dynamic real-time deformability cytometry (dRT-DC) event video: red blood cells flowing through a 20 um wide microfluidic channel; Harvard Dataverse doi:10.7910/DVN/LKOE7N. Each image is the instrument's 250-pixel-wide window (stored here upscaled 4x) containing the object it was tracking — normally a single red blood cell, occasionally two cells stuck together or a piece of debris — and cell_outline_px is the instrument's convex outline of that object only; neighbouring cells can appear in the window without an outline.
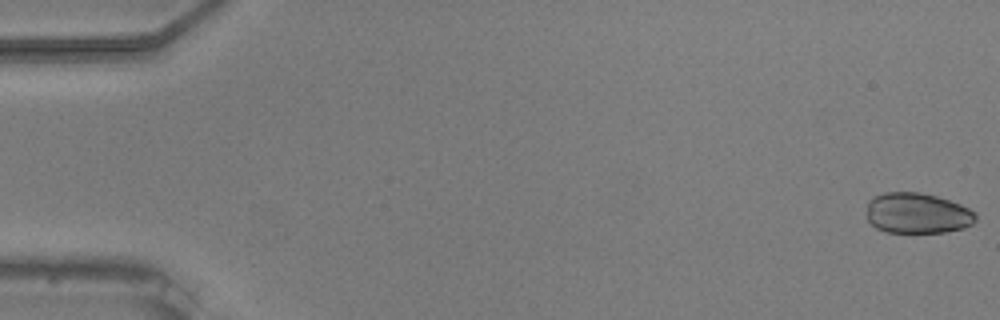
{"species": "common noctule bat (a hibernating species)", "species_latin": "Nyctalus noctula", "temperature_condition": "warm", "stored_images_in_passage": 55, "camera_frame_rate_fps": 3000, "um_per_image_px": 0.085, "animal": {"sex": "male", "body_mass_g": 20.5, "forearm_length_mm": 52.5}, "frame": {"image": 1, "passage_image": 1, "time_ms": 0.0, "image_size_px": [1000, 320], "cell_outline_px": [[976, 220], [972, 224], [964, 228], [944, 232], [888, 232], [876, 228], [868, 220], [868, 200], [872, 196], [884, 192], [920, 192], [936, 196], [960, 204], [976, 212]], "centroid_in_image_um": [77.97, 18.11], "position_along_channel_um": 7.0, "area_um2": 25.84}}
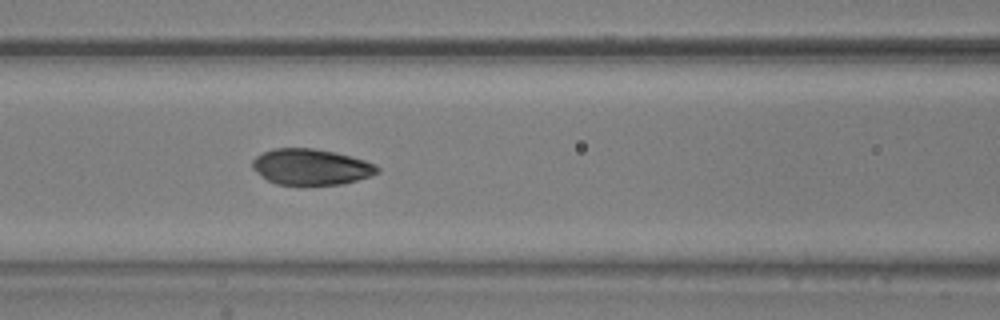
{"frame": {"image": 2, "passage_image": 24, "time_ms": 7.667, "image_size_px": [1000, 320], "cell_outline_px": [[380, 172], [344, 184], [276, 184], [268, 180], [256, 172], [252, 168], [252, 160], [256, 156], [272, 148], [316, 148], [336, 152], [364, 160], [380, 168]], "centroid_in_image_um": [26.41, 14.17], "position_along_channel_um": 140.2, "area_um2": 26.01}}
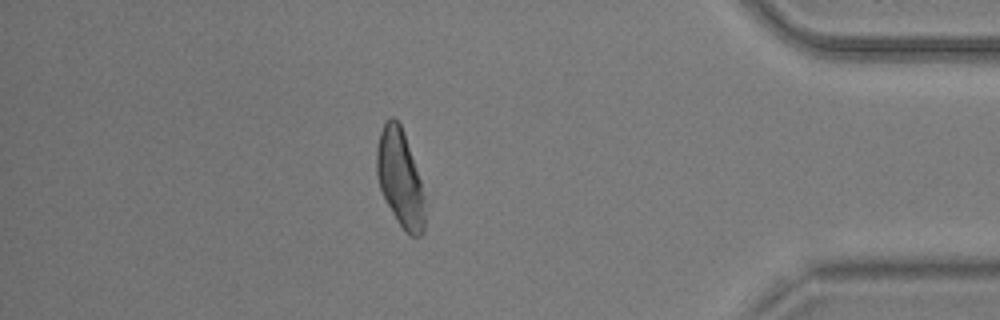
{"frame": {"image": 3, "passage_image": 48, "time_ms": 15.667, "image_size_px": [1000, 320], "cell_outline_px": [[424, 232], [420, 236], [412, 236], [396, 220], [380, 188], [376, 176], [376, 148], [380, 132], [384, 124], [392, 116], [400, 124], [404, 132], [420, 180], [424, 196]], "centroid_in_image_um": [33.99, 15.14], "position_along_channel_um": 401.2, "area_um2": 26.82}, "authors_computed_cell_mechanics": {"area_um2": 27.1082, "velocity_mm_per_s": 3.7266, "shape_relaxation_time_tau1_ms": 3.0434, "shape_relaxation_time_tau2_ms": 2.7028, "deformation_change_tau1": 0.0772, "deformation_change_tau2": 0.0445}}